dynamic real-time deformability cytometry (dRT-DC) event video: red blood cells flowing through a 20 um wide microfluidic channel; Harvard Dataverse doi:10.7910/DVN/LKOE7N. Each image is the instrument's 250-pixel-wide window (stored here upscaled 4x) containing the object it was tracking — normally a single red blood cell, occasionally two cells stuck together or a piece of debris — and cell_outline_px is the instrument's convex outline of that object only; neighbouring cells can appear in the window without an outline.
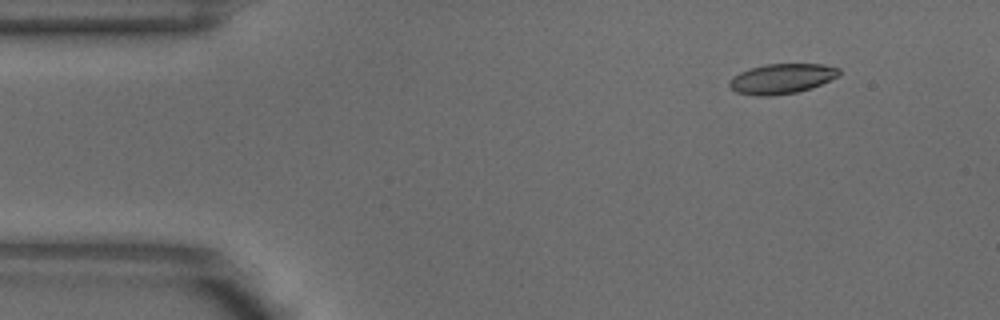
{"species": "common noctule bat (a hibernating species)", "species_latin": "Nyctalus noctula", "temperature_condition": "warm", "stored_images_in_passage": 4, "camera_frame_rate_fps": 3000, "um_per_image_px": 0.085, "animal": {"sex": "male", "body_mass_g": 18.8}, "frame": {"image": 1, "passage_image": 2, "time_ms": 0.333, "image_size_px": [1000, 320], "cell_outline_px": [[840, 76], [820, 84], [796, 92], [768, 96], [756, 96], [736, 92], [728, 84], [728, 80], [732, 76], [740, 72], [764, 64], [824, 64], [840, 68]], "centroid_in_image_um": [66.44, 6.68], "position_along_channel_um": 18.6, "area_um2": 19.13}}